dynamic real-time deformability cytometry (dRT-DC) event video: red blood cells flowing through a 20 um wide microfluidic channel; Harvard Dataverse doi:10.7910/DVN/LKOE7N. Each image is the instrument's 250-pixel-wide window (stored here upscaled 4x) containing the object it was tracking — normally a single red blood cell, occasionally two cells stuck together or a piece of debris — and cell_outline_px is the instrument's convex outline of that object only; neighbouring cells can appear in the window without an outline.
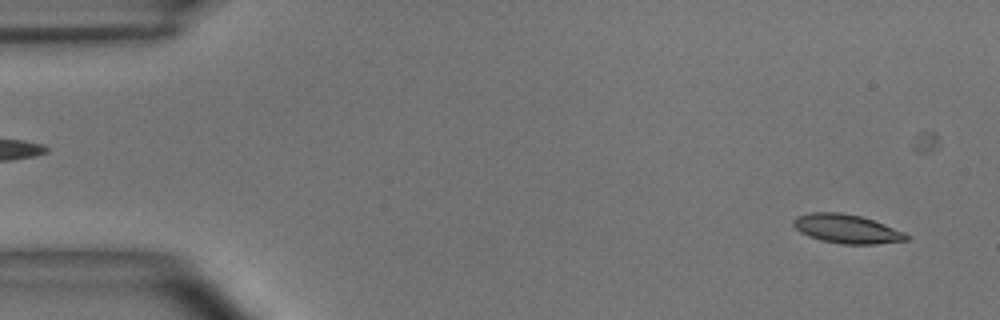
{"species": "common noctule bat (a hibernating species)", "species_latin": "Nyctalus noctula", "temperature_condition": "room temperature", "stored_images_in_passage": 5, "camera_frame_rate_fps": 3000, "um_per_image_px": 0.085, "animal": {"sex": "male", "body_mass_g": 15.6}, "frame": {"image": 1, "passage_image": 1, "time_ms": 0.0, "image_size_px": [1000, 320], "cell_outline_px": [[908, 240], [876, 244], [840, 244], [820, 240], [808, 236], [800, 232], [792, 224], [792, 220], [796, 216], [812, 212], [840, 212], [860, 216], [884, 224], [904, 232], [908, 236]], "centroid_in_image_um": [71.93, 19.45], "position_along_channel_um": 13.1, "area_um2": 19.02}}
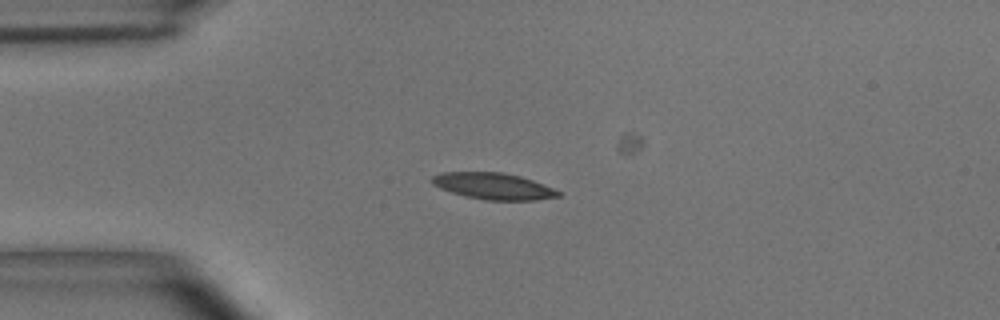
{"frame": {"image": 2, "passage_image": 4, "time_ms": 1.0, "image_size_px": [1000, 320], "cell_outline_px": [[560, 196], [536, 200], [484, 200], [464, 196], [440, 188], [432, 184], [428, 180], [432, 176], [440, 172], [504, 172], [520, 176], [544, 184], [560, 192]], "centroid_in_image_um": [41.89, 15.81], "position_along_channel_um": 43.1, "area_um2": 19.59}}